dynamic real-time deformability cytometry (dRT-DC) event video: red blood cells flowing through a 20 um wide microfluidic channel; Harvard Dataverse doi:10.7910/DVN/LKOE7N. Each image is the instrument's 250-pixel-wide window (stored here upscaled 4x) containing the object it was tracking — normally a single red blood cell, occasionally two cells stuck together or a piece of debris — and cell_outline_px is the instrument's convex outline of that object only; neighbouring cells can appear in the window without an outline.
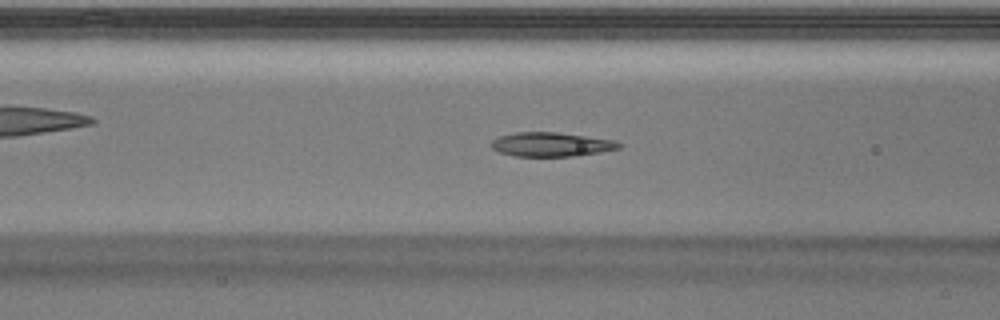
{"species": "Egyptian fruit bat (a non-hibernating species)", "species_latin": "Rousettus aegyptiacus", "temperature_condition": "warm", "stored_images_in_passage": 35, "camera_frame_rate_fps": 3000, "um_per_image_px": 0.085, "animal": {"sex": "male"}, "frame": {"image": 1, "passage_image": 11, "time_ms": 3.333, "image_size_px": [1000, 320], "cell_outline_px": [[624, 144], [620, 148], [600, 152], [576, 156], [516, 156], [500, 152], [492, 148], [492, 140], [500, 136], [516, 132], [556, 132], [616, 140]], "centroid_in_image_um": [46.91, 12.27], "position_along_channel_um": 119.7, "area_um2": 17.92}}